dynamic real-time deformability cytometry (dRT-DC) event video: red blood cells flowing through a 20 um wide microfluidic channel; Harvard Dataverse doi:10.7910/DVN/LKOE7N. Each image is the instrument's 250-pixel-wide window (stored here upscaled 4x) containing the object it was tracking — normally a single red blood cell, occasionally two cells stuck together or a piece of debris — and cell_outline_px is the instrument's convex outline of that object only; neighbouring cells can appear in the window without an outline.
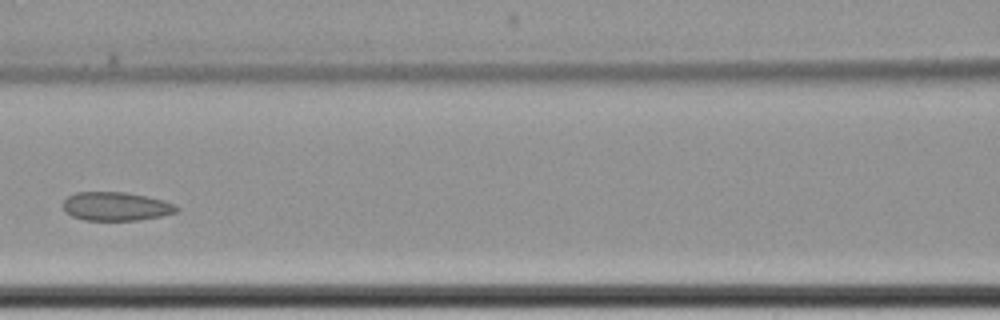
{"species": "common noctule bat (a hibernating species)", "species_latin": "Nyctalus noctula", "temperature_condition": "cold", "stored_images_in_passage": 9, "camera_frame_rate_fps": 3000, "um_per_image_px": 0.085, "animal": {"sex": "female", "body_mass_g": 22.7, "forearm_length_mm": 54.2}, "frame": {"image": 1, "passage_image": 6, "time_ms": 7.333, "image_size_px": [1000, 320], "cell_outline_px": [[180, 208], [176, 212], [160, 216], [140, 220], [84, 220], [72, 216], [64, 212], [64, 200], [68, 196], [76, 192], [124, 192], [144, 196], [176, 204]], "centroid_in_image_um": [9.84, 17.55], "position_along_channel_um": 156.8, "area_um2": 18.84}}
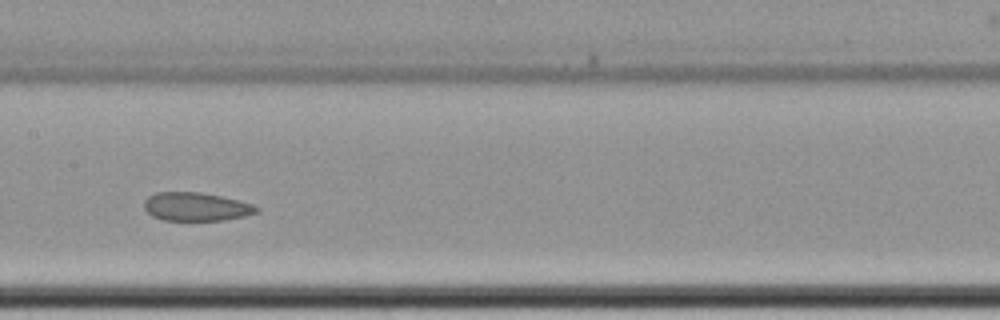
{"frame": {"image": 2, "passage_image": 7, "time_ms": 8.333, "image_size_px": [1000, 320], "cell_outline_px": [[260, 212], [244, 216], [224, 220], [164, 220], [152, 216], [144, 208], [144, 200], [148, 196], [156, 192], [200, 192], [220, 196], [252, 204], [260, 208]], "centroid_in_image_um": [16.66, 17.57], "position_along_channel_um": 190.7, "area_um2": 18.61}}
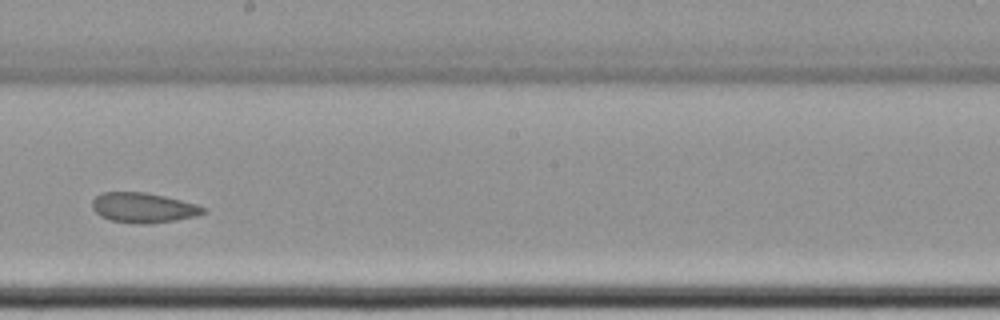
{"frame": {"image": 3, "passage_image": 8, "time_ms": 9.667, "image_size_px": [1000, 320], "cell_outline_px": [[208, 212], [196, 216], [176, 220], [144, 224], [136, 224], [112, 220], [100, 216], [92, 208], [92, 200], [100, 192], [144, 192], [164, 196], [196, 204], [208, 208]], "centroid_in_image_um": [12.2, 17.65], "position_along_channel_um": 236.0, "area_um2": 19.48}}